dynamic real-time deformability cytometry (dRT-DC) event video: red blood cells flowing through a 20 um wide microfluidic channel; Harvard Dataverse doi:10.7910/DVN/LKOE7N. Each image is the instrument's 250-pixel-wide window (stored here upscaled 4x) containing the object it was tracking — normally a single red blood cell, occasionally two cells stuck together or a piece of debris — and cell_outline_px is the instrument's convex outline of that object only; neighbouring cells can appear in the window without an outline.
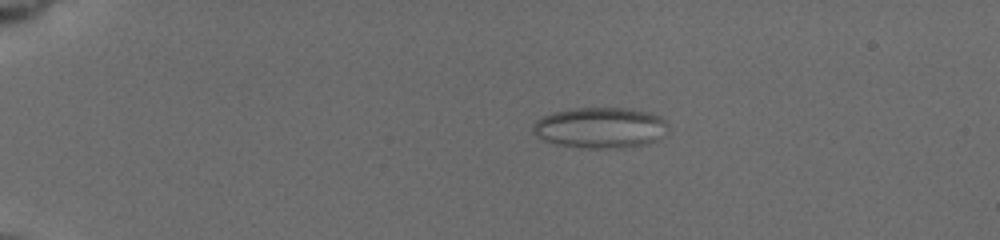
{"species": "common noctule bat (a hibernating species)", "species_latin": "Nyctalus noctula", "temperature_condition": "cold", "stored_images_in_passage": 46, "camera_frame_rate_fps": 3000, "um_per_image_px": 0.085, "animal": {"sex": "female", "body_mass_g": 19.5, "forearm_length_mm": 54.1}, "frame": {"image": 1, "passage_image": 1, "time_ms": 0.0, "image_size_px": [1000, 240], "cell_outline_px": [[664, 124], [656, 140], [644, 144], [620, 148], [580, 148], [556, 144], [544, 140], [532, 128], [536, 120], [544, 116], [556, 112], [576, 108], [624, 108], [644, 112], [656, 116]], "centroid_in_image_um": [50.91, 10.87], "position_along_channel_um": 34.1, "area_um2": 30.92}}
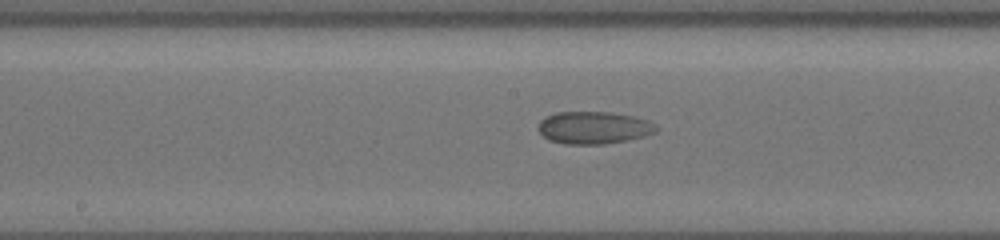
{"frame": {"image": 2, "passage_image": 21, "time_ms": 6.667, "image_size_px": [1000, 240], "cell_outline_px": [[656, 132], [644, 136], [604, 144], [564, 144], [548, 140], [540, 132], [540, 120], [556, 112], [608, 112], [632, 116], [648, 120], [656, 124]], "centroid_in_image_um": [50.47, 10.85], "position_along_channel_um": 197.7, "area_um2": 22.02}}
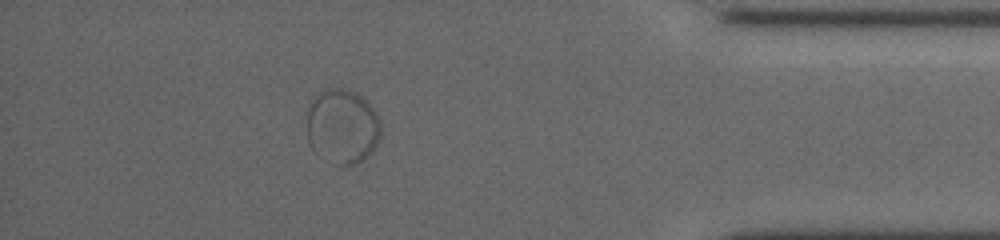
{"frame": {"image": 3, "passage_image": 41, "time_ms": 13.333, "image_size_px": [1000, 240], "cell_outline_px": [[380, 140], [372, 152], [364, 160], [356, 164], [336, 164], [316, 152], [312, 148], [308, 140], [308, 108], [312, 96], [324, 88], [344, 88], [356, 92], [376, 112], [380, 120]], "centroid_in_image_um": [29.1, 10.72], "position_along_channel_um": 406.1, "area_um2": 32.31}}